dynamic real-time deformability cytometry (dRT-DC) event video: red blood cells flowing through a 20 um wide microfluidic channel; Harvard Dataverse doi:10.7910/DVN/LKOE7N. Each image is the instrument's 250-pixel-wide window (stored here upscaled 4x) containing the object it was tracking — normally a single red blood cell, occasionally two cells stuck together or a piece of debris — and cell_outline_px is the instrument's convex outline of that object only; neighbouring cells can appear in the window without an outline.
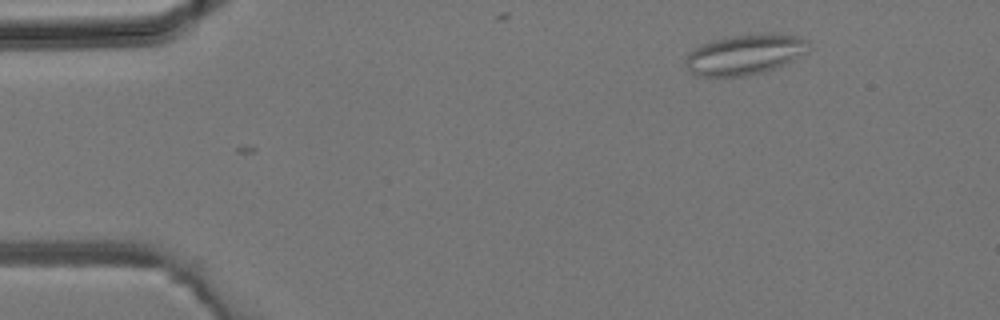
{"species": "common noctule bat (a hibernating species)", "species_latin": "Nyctalus noctula", "temperature_condition": "room temperature", "stored_images_in_passage": 3, "camera_frame_rate_fps": 3000, "um_per_image_px": 0.085, "animal": {"sex": "male", "body_mass_g": 19.2, "forearm_length_mm": 51.8}, "frame": {"image": 1, "passage_image": 1, "time_ms": 0.0, "image_size_px": [1000, 320], "cell_outline_px": [[812, 48], [808, 52], [776, 68], [764, 72], [748, 76], [696, 76], [688, 68], [684, 60], [688, 52], [712, 40], [732, 36], [764, 32], [772, 32], [804, 36], [808, 40]], "centroid_in_image_um": [63.4, 4.61], "position_along_channel_um": 21.6, "area_um2": 29.48}}